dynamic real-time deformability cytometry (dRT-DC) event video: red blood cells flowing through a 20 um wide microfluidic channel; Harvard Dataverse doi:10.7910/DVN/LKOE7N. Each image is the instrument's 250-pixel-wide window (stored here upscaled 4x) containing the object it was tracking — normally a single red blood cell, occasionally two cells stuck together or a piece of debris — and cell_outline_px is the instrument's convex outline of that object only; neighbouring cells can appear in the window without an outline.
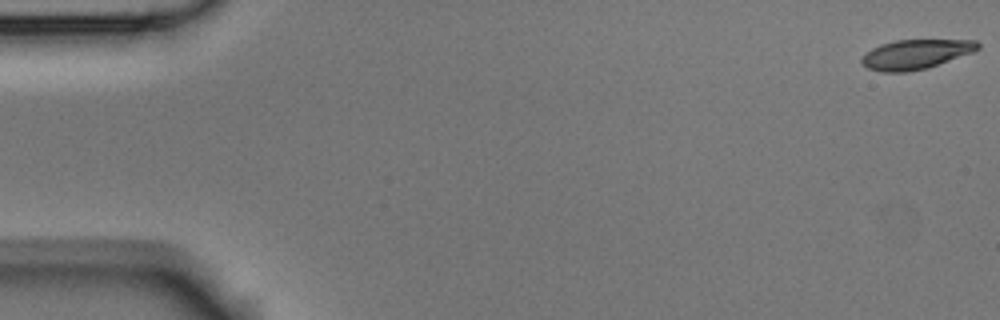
{"species": "Egyptian fruit bat (a non-hibernating species)", "species_latin": "Rousettus aegyptiacus", "temperature_condition": "room temperature", "stored_images_in_passage": 52, "camera_frame_rate_fps": 3000, "um_per_image_px": 0.085, "animal": {"sex": "male"}, "frame": {"image": 1, "passage_image": 1, "time_ms": 0.0, "image_size_px": [1000, 320], "cell_outline_px": [[980, 48], [972, 52], [928, 68], [908, 72], [880, 72], [868, 68], [860, 60], [860, 56], [872, 48], [880, 44], [896, 40], [976, 40], [980, 44]], "centroid_in_image_um": [77.8, 4.61], "position_along_channel_um": 7.2, "area_um2": 20.06}}
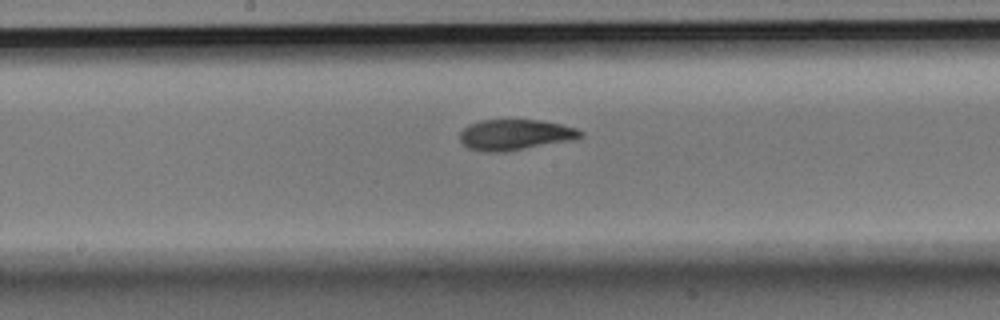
{"frame": {"image": 2, "passage_image": 28, "time_ms": 9.0, "image_size_px": [1000, 320], "cell_outline_px": [[584, 136], [576, 140], [504, 152], [484, 152], [468, 148], [460, 144], [460, 132], [468, 124], [480, 120], [540, 120], [560, 124], [576, 128], [584, 132]], "centroid_in_image_um": [43.79, 11.46], "position_along_channel_um": 204.4, "area_um2": 21.96}}
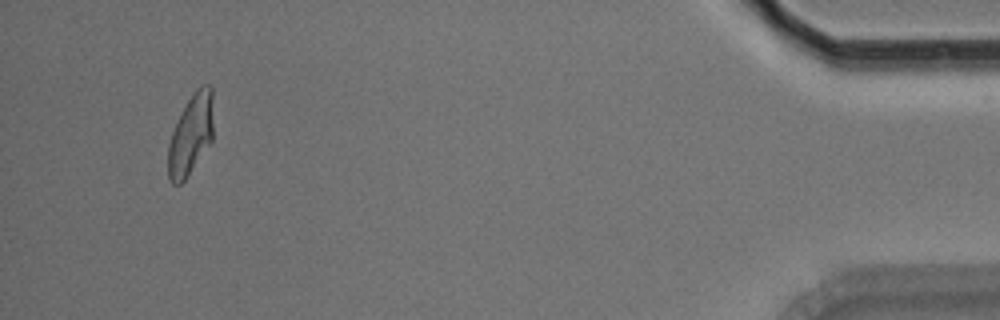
{"frame": {"image": 3, "passage_image": 51, "time_ms": 16.667, "image_size_px": [1000, 320], "cell_outline_px": [[212, 140], [184, 180], [180, 184], [172, 184], [168, 176], [168, 144], [172, 132], [192, 92], [196, 88], [204, 84], [208, 84], [212, 88]], "centroid_in_image_um": [16.21, 11.43], "position_along_channel_um": 419.0, "area_um2": 20.81}}